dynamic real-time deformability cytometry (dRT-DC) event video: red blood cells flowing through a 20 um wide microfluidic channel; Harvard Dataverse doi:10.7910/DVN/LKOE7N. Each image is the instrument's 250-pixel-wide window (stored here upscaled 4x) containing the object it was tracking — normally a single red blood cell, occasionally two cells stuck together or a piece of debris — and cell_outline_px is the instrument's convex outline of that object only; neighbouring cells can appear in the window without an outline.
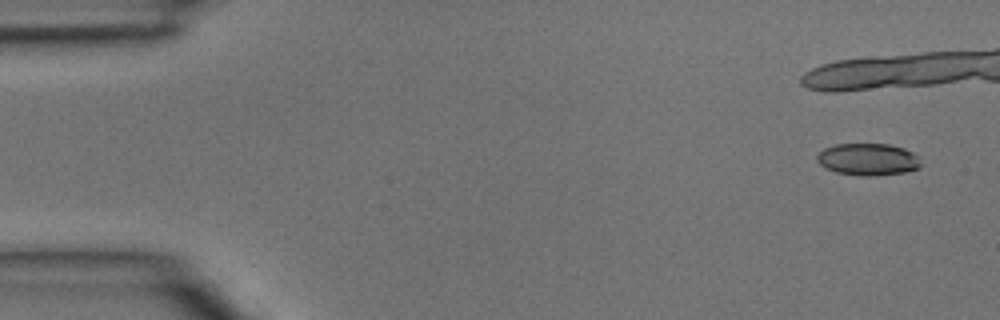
{"species": "common noctule bat (a hibernating species)", "species_latin": "Nyctalus noctula", "temperature_condition": "room temperature", "stored_images_in_passage": 6, "camera_frame_rate_fps": 3000, "um_per_image_px": 0.085, "animal": {"sex": "male", "body_mass_g": 15.6}, "frame": {"image": 1, "passage_image": 1, "time_ms": 0.0, "image_size_px": [1000, 320], "cell_outline_px": [[920, 168], [904, 172], [876, 176], [860, 176], [836, 172], [820, 164], [816, 160], [816, 156], [824, 148], [836, 144], [888, 144], [904, 148], [920, 156]], "centroid_in_image_um": [73.8, 13.55], "position_along_channel_um": 11.2, "area_um2": 19.48}}